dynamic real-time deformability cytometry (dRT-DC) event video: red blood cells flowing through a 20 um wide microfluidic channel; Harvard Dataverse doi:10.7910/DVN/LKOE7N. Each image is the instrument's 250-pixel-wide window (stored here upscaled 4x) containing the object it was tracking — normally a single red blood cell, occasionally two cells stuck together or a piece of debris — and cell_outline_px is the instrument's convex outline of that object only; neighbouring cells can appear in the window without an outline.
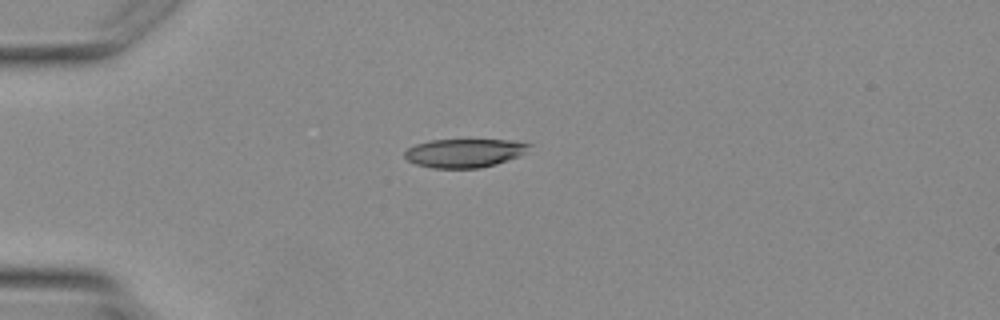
{"species": "Egyptian fruit bat (a non-hibernating species)", "species_latin": "Rousettus aegyptiacus", "temperature_condition": "warm", "stored_images_in_passage": 2, "camera_frame_rate_fps": 3000, "um_per_image_px": 0.085, "animal": {"sex": "female"}, "frame": {"image": 1, "passage_image": 1, "time_ms": 0.0, "image_size_px": [1000, 320], "cell_outline_px": [[532, 144], [516, 156], [496, 164], [480, 168], [432, 168], [416, 164], [408, 160], [404, 156], [404, 152], [408, 148], [416, 144], [432, 140], [512, 140]], "centroid_in_image_um": [39.41, 13.01], "position_along_channel_um": 45.6, "area_um2": 20.4}}